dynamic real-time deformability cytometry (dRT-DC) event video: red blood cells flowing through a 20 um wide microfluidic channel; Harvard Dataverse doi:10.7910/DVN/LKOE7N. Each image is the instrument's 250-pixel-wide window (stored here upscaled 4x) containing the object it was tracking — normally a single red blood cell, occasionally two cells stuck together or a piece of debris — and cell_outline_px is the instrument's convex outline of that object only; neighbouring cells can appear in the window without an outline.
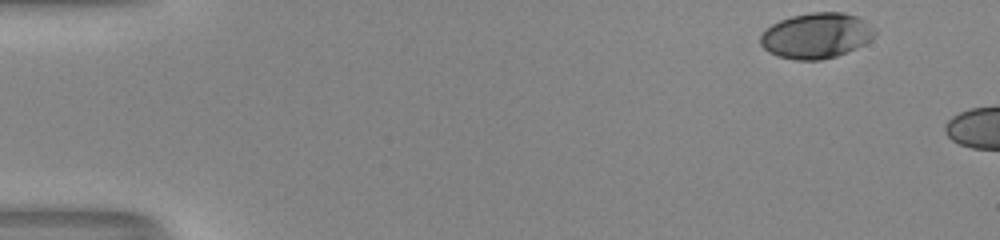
{"species": "human", "species_latin": "Homo sapiens", "temperature_condition": "room temperature", "stored_images_in_passage": 13, "camera_frame_rate_fps": 3000, "um_per_image_px": 0.085, "donor": {"sex": "male"}, "frame": {"image": 1, "passage_image": 1, "time_ms": 0.0, "image_size_px": [1000, 240], "cell_outline_px": [[876, 32], [864, 44], [856, 48], [836, 56], [820, 60], [796, 60], [776, 56], [768, 52], [760, 44], [760, 36], [764, 28], [780, 20], [792, 16], [812, 12], [840, 12], [856, 16], [864, 20]], "centroid_in_image_um": [69.32, 3.03], "position_along_channel_um": 15.7, "area_um2": 30.23}}